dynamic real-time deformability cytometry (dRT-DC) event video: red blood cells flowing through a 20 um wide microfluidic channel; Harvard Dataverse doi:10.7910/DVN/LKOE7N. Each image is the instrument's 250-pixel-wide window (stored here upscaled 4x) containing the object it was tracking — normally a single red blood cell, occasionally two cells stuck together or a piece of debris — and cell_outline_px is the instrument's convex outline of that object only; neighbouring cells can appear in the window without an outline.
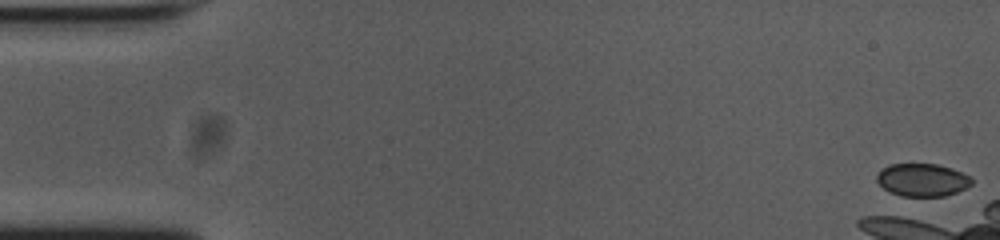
{"species": "common noctule bat (a hibernating species)", "species_latin": "Nyctalus noctula", "temperature_condition": "cold", "stored_images_in_passage": 2, "camera_frame_rate_fps": 3000, "um_per_image_px": 0.085, "animal": {"sex": "female", "body_mass_g": 23.0, "forearm_length_mm": 53.4}, "frame": {"image": 1, "passage_image": 1, "time_ms": 0.0, "image_size_px": [1000, 240], "cell_outline_px": [[972, 184], [956, 192], [944, 196], [900, 196], [884, 188], [876, 180], [876, 172], [888, 164], [936, 164], [952, 168], [972, 176]], "centroid_in_image_um": [78.39, 15.28], "position_along_channel_um": 6.6, "area_um2": 18.21}}